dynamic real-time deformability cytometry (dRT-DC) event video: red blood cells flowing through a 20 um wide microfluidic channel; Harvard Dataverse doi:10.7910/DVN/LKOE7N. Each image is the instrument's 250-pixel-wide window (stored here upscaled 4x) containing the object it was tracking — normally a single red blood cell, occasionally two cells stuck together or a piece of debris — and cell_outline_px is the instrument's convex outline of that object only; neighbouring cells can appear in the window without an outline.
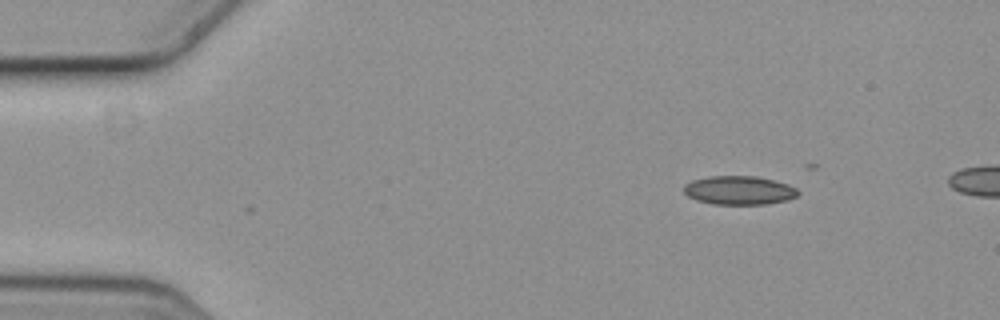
{"species": "common noctule bat (a hibernating species)", "species_latin": "Nyctalus noctula", "temperature_condition": "cold", "stored_images_in_passage": 4, "camera_frame_rate_fps": 3000, "um_per_image_px": 0.085, "animal": {"sex": "female", "body_mass_g": 19.3, "forearm_length_mm": 54.1}, "frame": {"image": 1, "passage_image": 1, "time_ms": 0.0, "image_size_px": [1000, 320], "cell_outline_px": [[800, 192], [796, 196], [788, 200], [764, 204], [712, 204], [696, 200], [688, 196], [684, 192], [684, 184], [692, 180], [708, 176], [756, 176], [788, 184], [796, 188]], "centroid_in_image_um": [62.81, 16.17], "position_along_channel_um": 22.2, "area_um2": 19.13}}
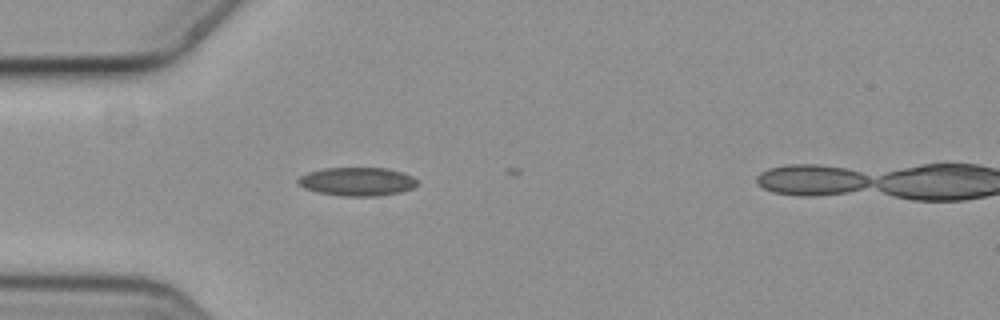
{"frame": {"image": 2, "passage_image": 3, "time_ms": 0.667, "image_size_px": [1000, 320], "cell_outline_px": [[416, 184], [412, 188], [400, 192], [380, 196], [340, 196], [316, 192], [304, 188], [296, 180], [300, 176], [308, 172], [324, 168], [388, 168], [412, 176], [416, 180]], "centroid_in_image_um": [30.33, 15.44], "position_along_channel_um": 54.7, "area_um2": 19.77}}